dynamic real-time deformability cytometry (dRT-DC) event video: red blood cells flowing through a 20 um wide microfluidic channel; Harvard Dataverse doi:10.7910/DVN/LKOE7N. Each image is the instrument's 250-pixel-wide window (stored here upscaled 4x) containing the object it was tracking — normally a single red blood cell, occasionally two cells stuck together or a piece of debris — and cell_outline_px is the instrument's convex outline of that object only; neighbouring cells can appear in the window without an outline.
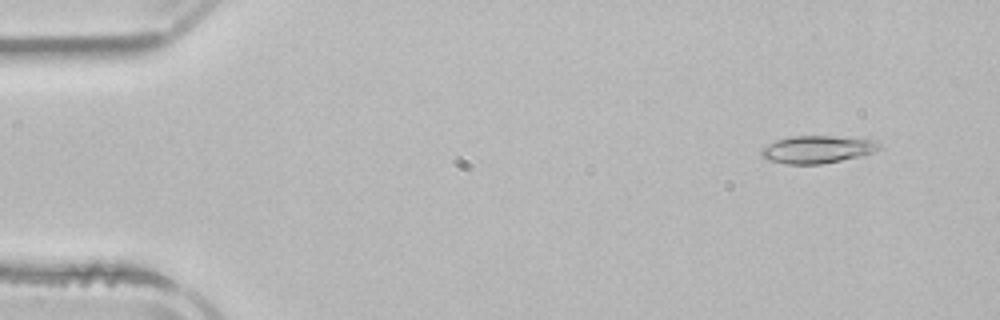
{"species": "common noctule bat (a hibernating species)", "species_latin": "Nyctalus noctula", "temperature_condition": "room temperature", "stored_images_in_passage": 3, "camera_frame_rate_fps": 3000, "um_per_image_px": 0.085, "animal": {"sex": "male", "body_mass_g": 21.5, "forearm_length_mm": 52.0}, "frame": {"image": 1, "passage_image": 2, "time_ms": 1.333, "image_size_px": [1000, 320], "cell_outline_px": [[880, 148], [872, 152], [860, 156], [820, 164], [784, 164], [768, 160], [760, 156], [760, 152], [768, 144], [776, 140], [788, 136], [832, 136], [876, 140], [880, 144]], "centroid_in_image_um": [69.43, 12.7], "position_along_channel_um": 15.6, "area_um2": 18.84}}